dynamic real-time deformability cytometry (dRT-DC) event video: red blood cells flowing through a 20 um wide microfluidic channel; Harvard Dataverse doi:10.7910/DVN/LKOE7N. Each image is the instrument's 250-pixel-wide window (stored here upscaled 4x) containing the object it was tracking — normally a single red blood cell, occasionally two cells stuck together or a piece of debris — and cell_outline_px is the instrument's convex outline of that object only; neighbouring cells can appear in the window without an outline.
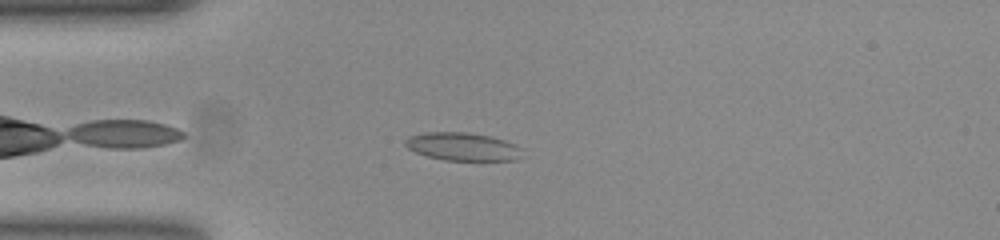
{"species": "common noctule bat (a hibernating species)", "species_latin": "Nyctalus noctula", "temperature_condition": "room temperature", "stored_images_in_passage": 33, "camera_frame_rate_fps": 3000, "um_per_image_px": 0.085, "animal": {"sex": "female", "body_mass_g": 23.0, "forearm_length_mm": 53.4}, "frame": {"image": 1, "passage_image": 5, "time_ms": 1.333, "image_size_px": [1000, 240], "cell_outline_px": [[516, 160], [444, 160], [428, 156], [416, 152], [408, 148], [404, 144], [404, 140], [408, 136], [424, 132], [468, 132], [488, 136], [504, 140], [512, 144], [516, 148]], "centroid_in_image_um": [39.17, 12.44], "position_along_channel_um": 45.8, "area_um2": 18.55}}
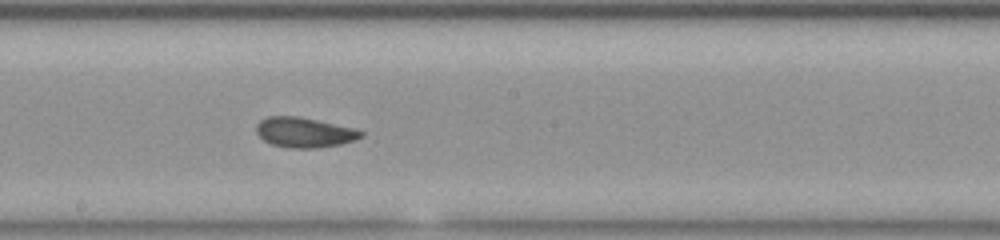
{"frame": {"image": 2, "passage_image": 20, "time_ms": 6.333, "image_size_px": [1000, 240], "cell_outline_px": [[364, 136], [340, 144], [316, 148], [288, 148], [272, 144], [264, 140], [256, 132], [256, 124], [260, 120], [268, 116], [300, 116], [356, 128], [364, 132]], "centroid_in_image_um": [25.87, 11.24], "position_along_channel_um": 222.3, "area_um2": 18.44}}
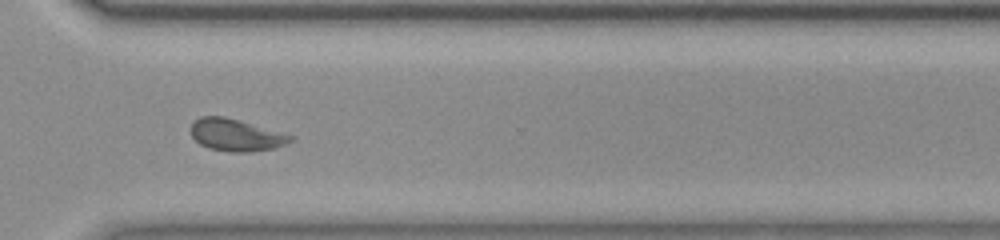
{"frame": {"image": 3, "passage_image": 30, "time_ms": 9.667, "image_size_px": [1000, 240], "cell_outline_px": [[296, 136], [292, 140], [284, 144], [272, 148], [248, 152], [236, 152], [208, 148], [200, 144], [192, 136], [192, 124], [200, 116], [224, 116], [240, 120]], "centroid_in_image_um": [20.07, 11.46], "position_along_channel_um": 350.5, "area_um2": 18.44}, "authors_computed_cell_mechanics": {"area_um2": 18.2648, "velocity_mm_per_s": 3.8382, "shape_relaxation_time_tau1_ms": null, "shape_relaxation_time_tau2_ms": 1.4721, "deformation_change_tau1": null, "deformation_change_tau2": 0.0657}}